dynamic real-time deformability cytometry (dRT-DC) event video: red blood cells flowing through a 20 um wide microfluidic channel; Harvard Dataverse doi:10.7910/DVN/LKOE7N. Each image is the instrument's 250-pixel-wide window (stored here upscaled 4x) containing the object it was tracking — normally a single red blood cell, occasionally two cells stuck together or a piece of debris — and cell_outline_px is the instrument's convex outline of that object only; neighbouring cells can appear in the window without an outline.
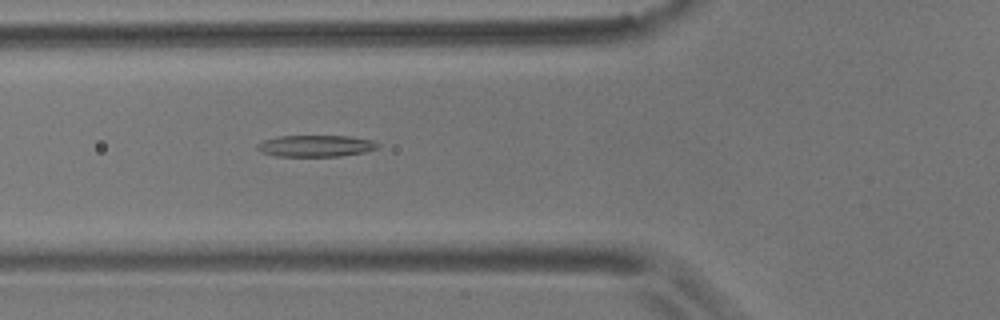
{"species": "common noctule bat (a hibernating species)", "species_latin": "Nyctalus noctula", "temperature_condition": "room temperature", "stored_images_in_passage": 53, "camera_frame_rate_fps": 3000, "um_per_image_px": 0.085, "animal": {"sex": "male", "body_mass_g": 17.9}, "frame": {"image": 1, "passage_image": 20, "time_ms": 6.333, "image_size_px": [1000, 320], "cell_outline_px": [[380, 148], [364, 152], [340, 156], [276, 156], [260, 152], [256, 148], [256, 144], [264, 140], [280, 136], [352, 136], [372, 140], [380, 144]], "centroid_in_image_um": [26.86, 12.4], "position_along_channel_um": 98.9, "area_um2": 15.26}}
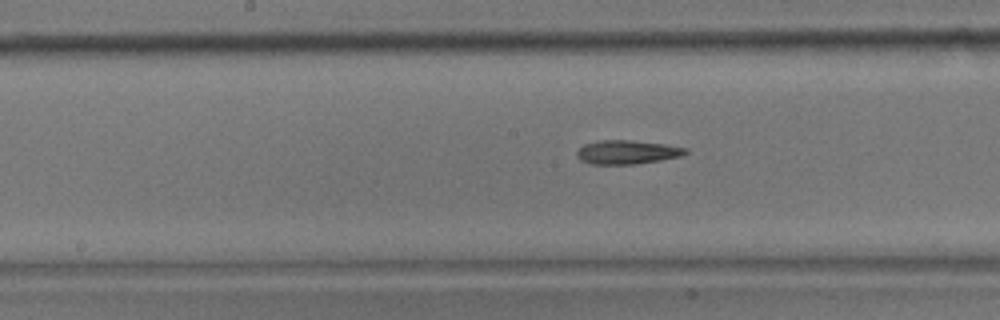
{"frame": {"image": 2, "passage_image": 28, "time_ms": 9.0, "image_size_px": [1000, 320], "cell_outline_px": [[688, 152], [680, 156], [660, 160], [636, 164], [592, 164], [580, 160], [576, 156], [576, 152], [584, 144], [600, 140], [632, 140], [664, 144], [688, 148]], "centroid_in_image_um": [53.29, 12.93], "position_along_channel_um": 194.9, "area_um2": 15.09}}
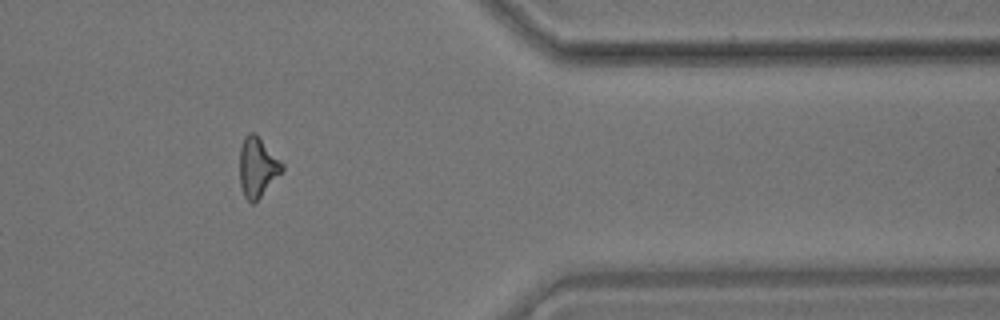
{"frame": {"image": 3, "passage_image": 46, "time_ms": 15.0, "image_size_px": [1000, 320], "cell_outline_px": [[284, 168], [260, 196], [252, 204], [244, 196], [240, 184], [240, 148], [244, 136], [248, 132], [256, 132], [284, 164]], "centroid_in_image_um": [21.87, 14.14], "position_along_channel_um": 389.5, "area_um2": 14.62}}